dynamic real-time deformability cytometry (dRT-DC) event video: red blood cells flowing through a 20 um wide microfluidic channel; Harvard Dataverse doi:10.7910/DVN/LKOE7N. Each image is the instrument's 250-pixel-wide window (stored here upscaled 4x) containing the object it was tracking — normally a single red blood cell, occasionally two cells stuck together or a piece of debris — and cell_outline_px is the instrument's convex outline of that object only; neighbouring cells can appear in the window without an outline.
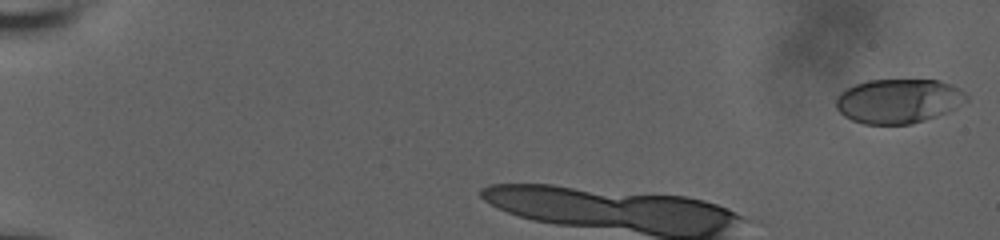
{"species": "human", "species_latin": "Homo sapiens", "temperature_condition": "room temperature", "stored_images_in_passage": 10, "camera_frame_rate_fps": 3000, "um_per_image_px": 0.085, "donor": {"sex": "male"}, "frame": {"image": 1, "passage_image": 1, "time_ms": 0.0, "image_size_px": [1000, 240], "cell_outline_px": [[968, 100], [956, 108], [948, 112], [912, 124], [864, 124], [852, 120], [844, 116], [836, 108], [836, 96], [840, 92], [856, 84], [868, 80], [940, 80], [952, 84], [960, 88], [968, 96]], "centroid_in_image_um": [76.38, 8.58], "position_along_channel_um": 8.6, "area_um2": 33.93}}
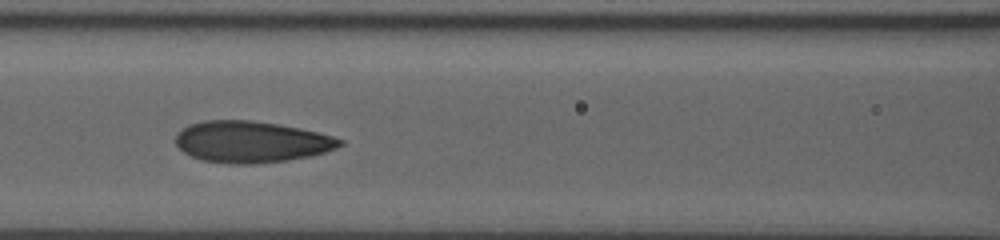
{"frame": {"image": 2, "passage_image": 7, "time_ms": 6.0, "image_size_px": [1000, 240], "cell_outline_px": [[344, 144], [336, 148], [312, 156], [288, 160], [252, 164], [232, 164], [200, 160], [184, 152], [176, 144], [176, 136], [180, 128], [188, 124], [204, 120], [252, 120], [300, 128], [332, 136], [344, 140]], "centroid_in_image_um": [21.34, 12.05], "position_along_channel_um": 145.3, "area_um2": 39.77}}
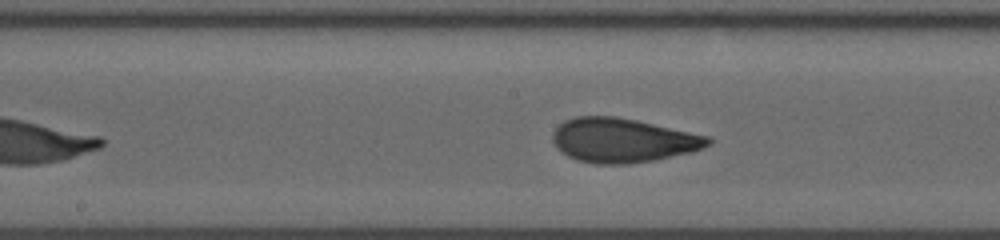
{"frame": {"image": 3, "passage_image": 9, "time_ms": 7.333, "image_size_px": [1000, 240], "cell_outline_px": [[712, 144], [692, 152], [652, 160], [628, 164], [596, 164], [576, 160], [560, 152], [556, 148], [552, 140], [552, 132], [564, 120], [576, 116], [616, 116], [636, 120], [708, 136], [712, 140]], "centroid_in_image_um": [52.89, 11.93], "position_along_channel_um": 195.3, "area_um2": 40.11}}